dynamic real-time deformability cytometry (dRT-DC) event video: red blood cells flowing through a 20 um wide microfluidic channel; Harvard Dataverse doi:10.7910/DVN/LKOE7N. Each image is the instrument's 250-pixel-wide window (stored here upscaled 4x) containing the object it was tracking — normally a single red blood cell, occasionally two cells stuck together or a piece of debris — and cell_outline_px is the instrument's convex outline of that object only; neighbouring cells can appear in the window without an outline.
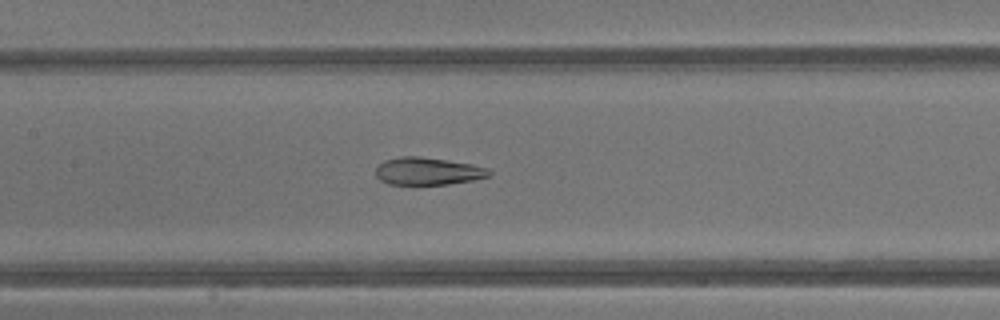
{"species": "common noctule bat (a hibernating species)", "species_latin": "Nyctalus noctula", "temperature_condition": "warm", "stored_images_in_passage": 43, "camera_frame_rate_fps": 3000, "um_per_image_px": 0.085, "animal": {"sex": "male", "body_mass_g": 13.3}, "frame": {"image": 1, "passage_image": 21, "time_ms": 6.667, "image_size_px": [1000, 320], "cell_outline_px": [[492, 172], [488, 176], [472, 180], [448, 184], [388, 184], [380, 180], [376, 176], [376, 168], [384, 160], [400, 156], [420, 156], [472, 164], [488, 168]], "centroid_in_image_um": [36.35, 14.54], "position_along_channel_um": 171.1, "area_um2": 18.09}}
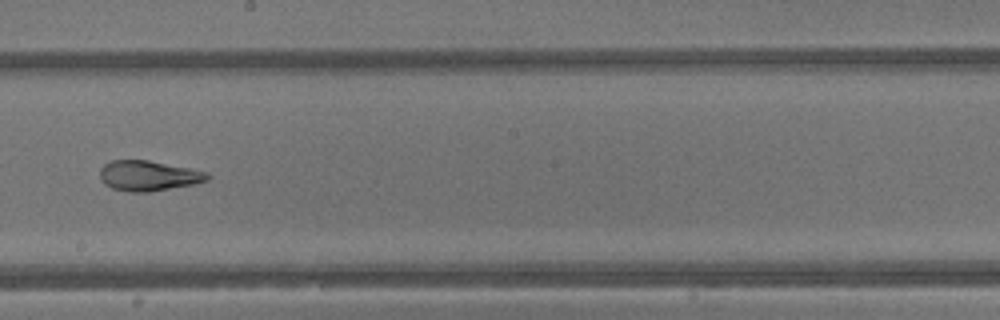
{"frame": {"image": 2, "passage_image": 25, "time_ms": 8.0, "image_size_px": [1000, 320], "cell_outline_px": [[212, 176], [208, 180], [192, 184], [148, 192], [128, 192], [112, 188], [104, 184], [100, 180], [100, 168], [104, 164], [112, 160], [148, 160], [208, 172]], "centroid_in_image_um": [12.59, 14.94], "position_along_channel_um": 235.6, "area_um2": 18.9}}
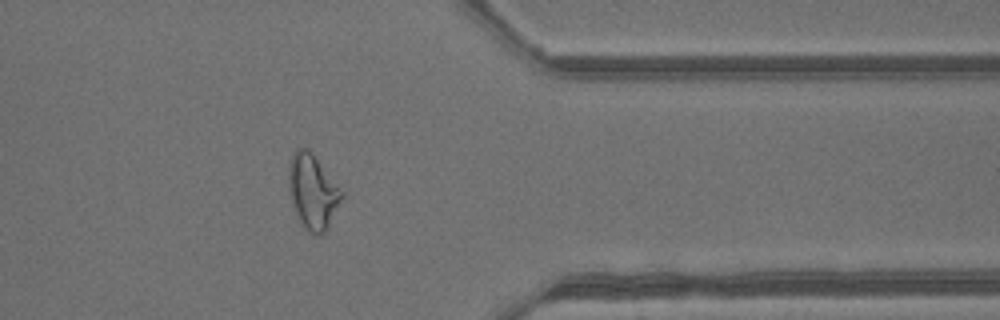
{"frame": {"image": 3, "passage_image": 35, "time_ms": 11.333, "image_size_px": [1000, 320], "cell_outline_px": [[344, 196], [324, 232], [320, 236], [316, 236], [304, 228], [300, 224], [288, 188], [288, 168], [292, 156], [296, 148], [308, 148], [312, 152], [344, 192]], "centroid_in_image_um": [26.58, 16.28], "position_along_channel_um": 384.8, "area_um2": 23.0}, "authors_computed_cell_mechanics": {"area_um2": 24.1026, "velocity_mm_per_s": 4.8565, "shape_relaxation_time_tau1_ms": null, "shape_relaxation_time_tau2_ms": 2.1187, "deformation_change_tau1": null, "deformation_change_tau2": 0.0946}}